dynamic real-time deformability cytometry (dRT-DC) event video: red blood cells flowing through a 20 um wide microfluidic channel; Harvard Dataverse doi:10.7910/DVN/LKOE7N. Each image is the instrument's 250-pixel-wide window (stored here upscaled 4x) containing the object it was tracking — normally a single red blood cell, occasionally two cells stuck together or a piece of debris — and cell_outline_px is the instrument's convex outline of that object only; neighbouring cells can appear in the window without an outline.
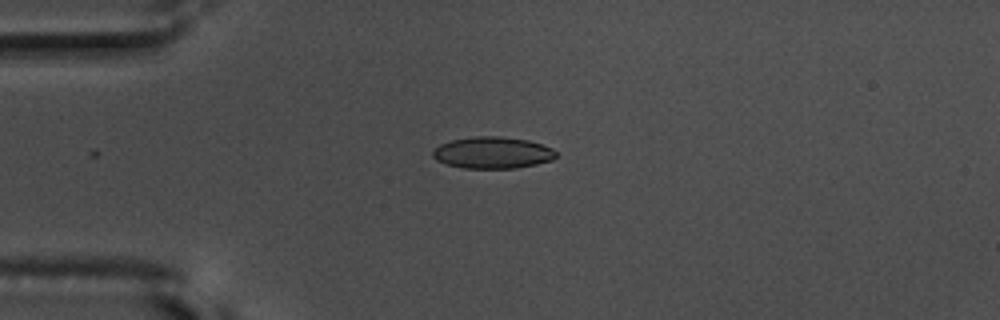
{"species": "common noctule bat (a hibernating species)", "species_latin": "Nyctalus noctula", "temperature_condition": "warm", "stored_images_in_passage": 8, "camera_frame_rate_fps": 3000, "um_per_image_px": 0.085, "animal": {"sex": "male", "body_mass_g": 17.5, "forearm_length_mm": 52.3}, "frame": {"image": 1, "passage_image": 1, "time_ms": 0.0, "image_size_px": [1000, 320], "cell_outline_px": [[556, 156], [552, 160], [536, 164], [516, 168], [464, 168], [448, 164], [436, 160], [432, 156], [432, 152], [440, 144], [452, 140], [476, 136], [500, 136], [528, 140], [552, 148], [556, 152]], "centroid_in_image_um": [41.87, 12.98], "position_along_channel_um": 43.1, "area_um2": 22.6}}